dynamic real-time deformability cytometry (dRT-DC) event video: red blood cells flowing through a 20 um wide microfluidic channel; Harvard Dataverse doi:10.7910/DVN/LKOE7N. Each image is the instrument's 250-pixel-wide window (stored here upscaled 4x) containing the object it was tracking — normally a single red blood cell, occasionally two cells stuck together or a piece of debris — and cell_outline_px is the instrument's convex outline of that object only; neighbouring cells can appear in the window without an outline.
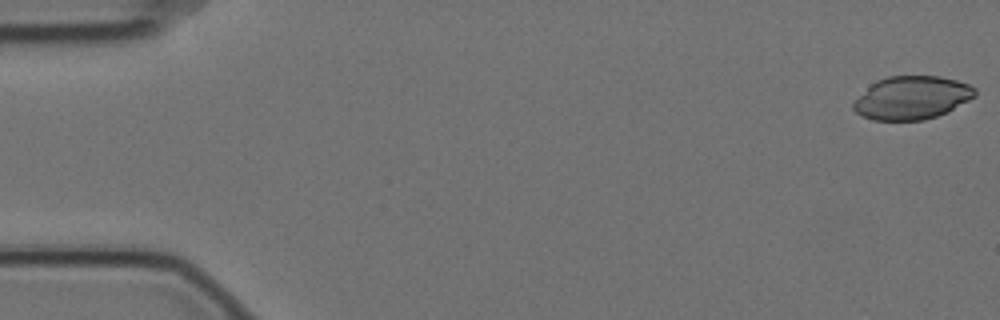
{"species": "Egyptian fruit bat (a non-hibernating species)", "species_latin": "Rousettus aegyptiacus", "temperature_condition": "cold", "stored_images_in_passage": 9, "camera_frame_rate_fps": 3000, "um_per_image_px": 0.085, "animal": {"sex": "female"}, "frame": {"image": 1, "passage_image": 1, "time_ms": 0.0, "image_size_px": [1000, 320], "cell_outline_px": [[976, 96], [948, 112], [924, 120], [872, 120], [856, 112], [852, 108], [852, 104], [876, 80], [888, 76], [940, 76], [956, 80], [968, 84], [976, 88]], "centroid_in_image_um": [77.54, 8.31], "position_along_channel_um": 7.5, "area_um2": 30.46}}